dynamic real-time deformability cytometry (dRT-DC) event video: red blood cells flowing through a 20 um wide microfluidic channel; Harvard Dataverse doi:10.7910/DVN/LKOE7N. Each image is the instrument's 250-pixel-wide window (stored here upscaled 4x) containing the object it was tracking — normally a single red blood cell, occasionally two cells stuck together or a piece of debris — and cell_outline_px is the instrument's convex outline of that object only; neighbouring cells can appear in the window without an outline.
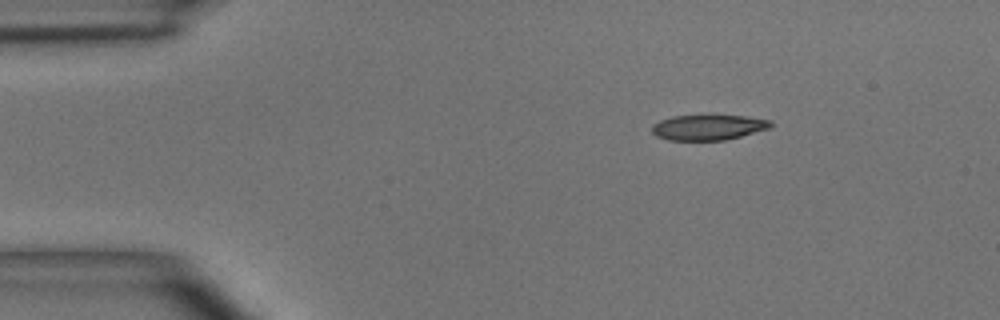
{"species": "common noctule bat (a hibernating species)", "species_latin": "Nyctalus noctula", "temperature_condition": "room temperature", "stored_images_in_passage": 3, "camera_frame_rate_fps": 3000, "um_per_image_px": 0.085, "animal": {"sex": "male", "body_mass_g": 15.6}, "frame": {"image": 1, "passage_image": 1, "time_ms": 0.0, "image_size_px": [1000, 320], "cell_outline_px": [[772, 128], [724, 140], [668, 140], [656, 136], [652, 132], [652, 124], [660, 120], [672, 116], [744, 116], [772, 120]], "centroid_in_image_um": [60.2, 10.83], "position_along_channel_um": 24.8, "area_um2": 17.46}}
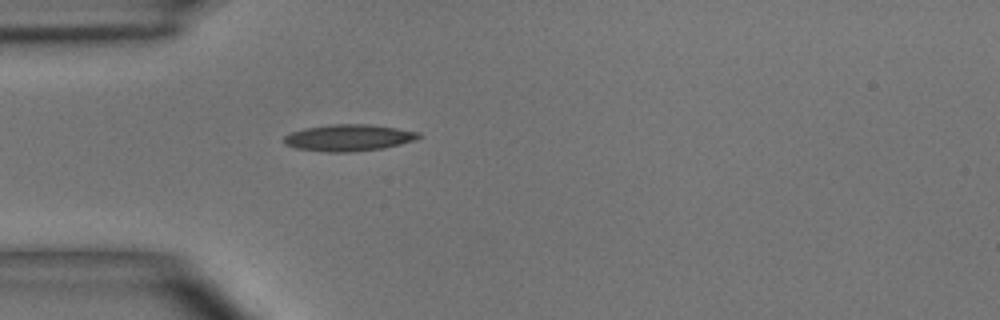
{"frame": {"image": 2, "passage_image": 3, "time_ms": 2.333, "image_size_px": [1000, 320], "cell_outline_px": [[420, 136], [416, 140], [384, 148], [352, 152], [328, 152], [296, 148], [284, 144], [284, 136], [292, 132], [304, 128], [332, 124], [368, 124], [396, 128], [420, 132]], "centroid_in_image_um": [29.64, 11.71], "position_along_channel_um": 55.4, "area_um2": 20.87}}